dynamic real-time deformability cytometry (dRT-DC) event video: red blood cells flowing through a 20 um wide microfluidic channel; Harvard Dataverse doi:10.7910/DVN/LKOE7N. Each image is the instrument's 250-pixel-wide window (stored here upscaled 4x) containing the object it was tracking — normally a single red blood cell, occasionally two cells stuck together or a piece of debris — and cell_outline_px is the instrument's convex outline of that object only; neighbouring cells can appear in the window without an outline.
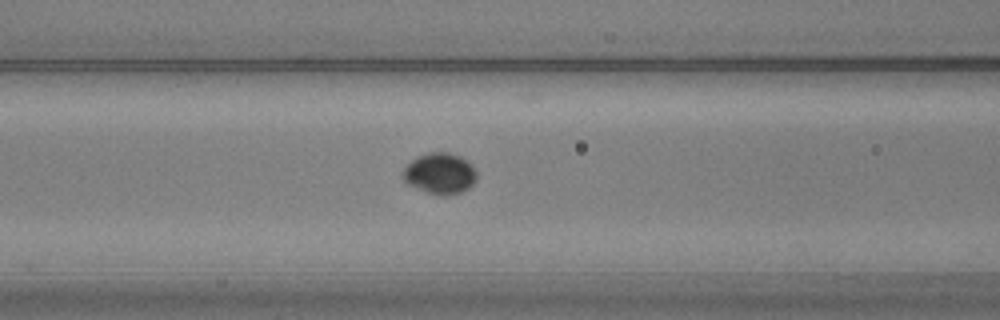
{"species": "common noctule bat (a hibernating species)", "species_latin": "Nyctalus noctula", "temperature_condition": "warm", "stored_images_in_passage": 17, "camera_frame_rate_fps": 3000, "um_per_image_px": 0.085, "animal": {"sex": "male", "body_mass_g": 20.5, "forearm_length_mm": 52.5}, "frame": {"image": 1, "passage_image": 10, "time_ms": 3.0, "image_size_px": [1000, 320], "cell_outline_px": [[476, 180], [468, 188], [460, 192], [440, 196], [428, 192], [408, 184], [404, 180], [404, 168], [416, 156], [428, 152], [448, 152], [460, 156], [472, 164], [476, 172]], "centroid_in_image_um": [37.4, 14.72], "position_along_channel_um": 129.2, "area_um2": 17.46}}
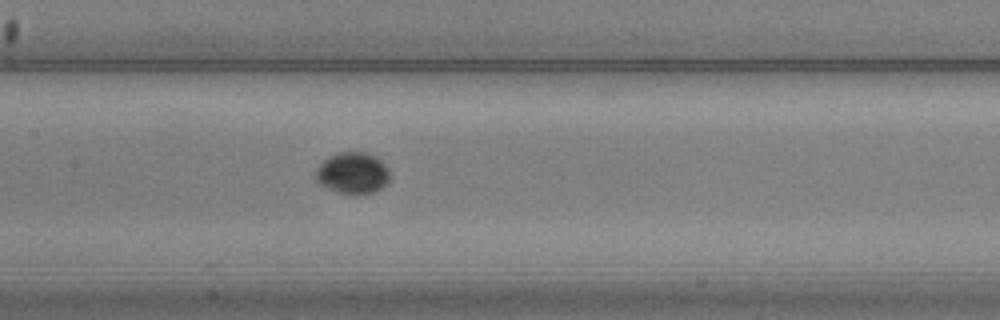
{"frame": {"image": 2, "passage_image": 14, "time_ms": 4.333, "image_size_px": [1000, 320], "cell_outline_px": [[388, 184], [372, 192], [352, 196], [336, 192], [316, 184], [316, 172], [320, 164], [328, 156], [336, 152], [364, 152], [380, 160], [388, 168]], "centroid_in_image_um": [29.93, 14.74], "position_along_channel_um": 177.5, "area_um2": 18.09}}
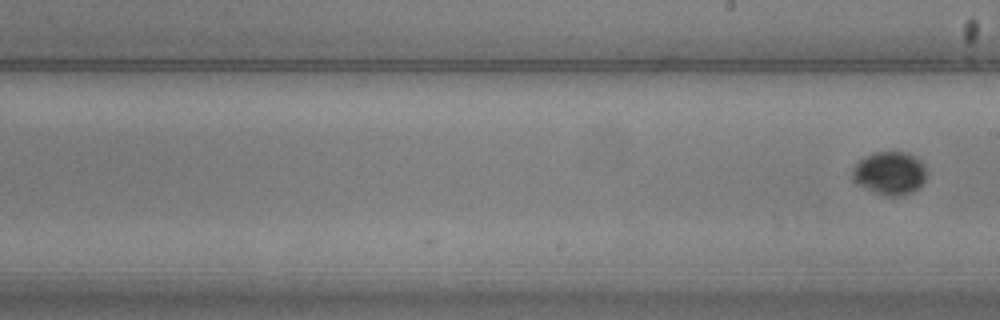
{"frame": {"image": 3, "passage_image": 17, "time_ms": 5.333, "image_size_px": [1000, 320], "cell_outline_px": [[928, 172], [924, 180], [912, 192], [900, 196], [884, 196], [852, 180], [852, 168], [864, 156], [872, 152], [908, 152], [920, 160], [924, 164]], "centroid_in_image_um": [75.64, 14.69], "position_along_channel_um": 213.4, "area_um2": 18.61}}